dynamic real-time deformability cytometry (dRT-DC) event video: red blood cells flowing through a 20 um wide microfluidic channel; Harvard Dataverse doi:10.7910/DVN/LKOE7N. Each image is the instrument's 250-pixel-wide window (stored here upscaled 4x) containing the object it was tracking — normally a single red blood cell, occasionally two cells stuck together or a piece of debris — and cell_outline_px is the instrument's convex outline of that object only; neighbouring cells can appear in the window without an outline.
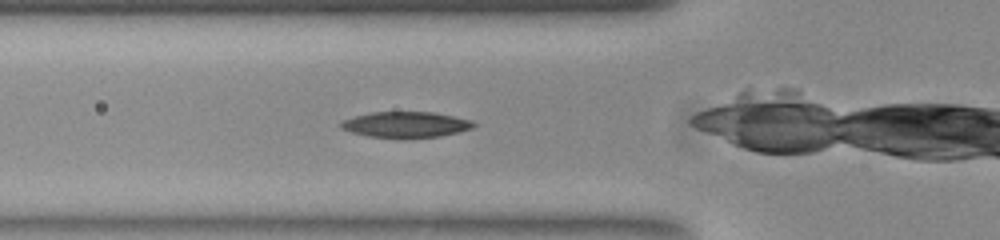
{"species": "common noctule bat (a hibernating species)", "species_latin": "Nyctalus noctula", "temperature_condition": "room temperature", "stored_images_in_passage": 36, "camera_frame_rate_fps": 3000, "um_per_image_px": 0.085, "animal": {"sex": "female", "body_mass_g": 23.0, "forearm_length_mm": 53.4}, "frame": {"image": 1, "passage_image": 9, "time_ms": 2.667, "image_size_px": [1000, 240], "cell_outline_px": [[476, 124], [472, 128], [460, 132], [440, 136], [368, 136], [352, 132], [340, 128], [340, 124], [344, 120], [356, 116], [372, 112], [432, 112], [472, 120]], "centroid_in_image_um": [34.52, 10.56], "position_along_channel_um": 91.3, "area_um2": 19.25}}
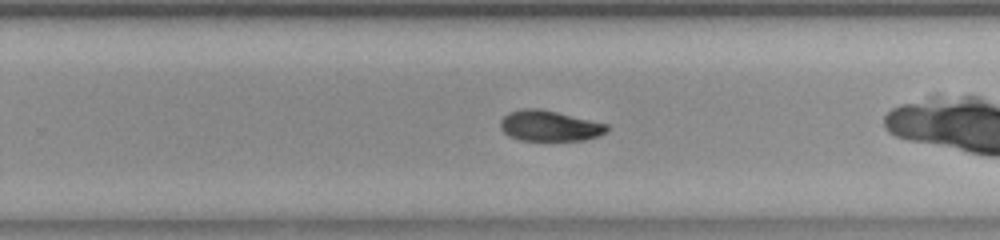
{"frame": {"image": 2, "passage_image": 24, "time_ms": 7.667, "image_size_px": [1000, 240], "cell_outline_px": [[608, 128], [600, 136], [584, 140], [520, 140], [508, 136], [500, 128], [500, 120], [508, 112], [524, 108], [540, 108], [608, 124]], "centroid_in_image_um": [46.68, 10.69], "position_along_channel_um": 283.1, "area_um2": 19.02}}
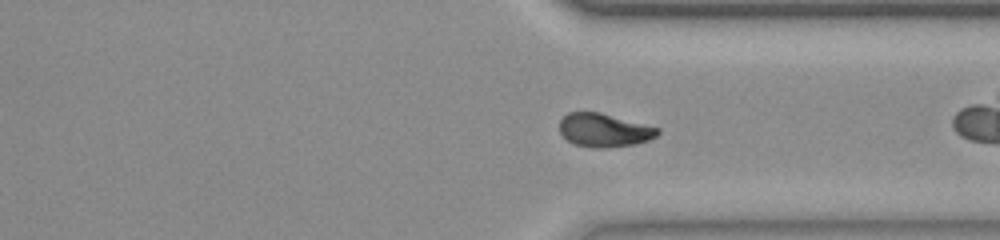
{"frame": {"image": 3, "passage_image": 30, "time_ms": 9.667, "image_size_px": [1000, 240], "cell_outline_px": [[660, 132], [656, 136], [648, 140], [636, 144], [608, 148], [596, 148], [572, 144], [560, 132], [560, 120], [568, 112], [600, 112], [660, 128]], "centroid_in_image_um": [51.36, 11.07], "position_along_channel_um": 360.0, "area_um2": 19.19}}